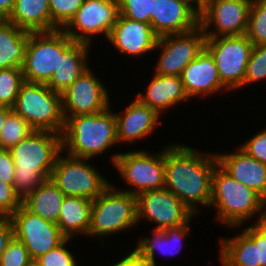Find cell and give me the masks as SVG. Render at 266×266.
<instances>
[{
    "mask_svg": "<svg viewBox=\"0 0 266 266\" xmlns=\"http://www.w3.org/2000/svg\"><path fill=\"white\" fill-rule=\"evenodd\" d=\"M252 47L245 34L206 38L205 48L213 56L220 80L228 90L243 86Z\"/></svg>",
    "mask_w": 266,
    "mask_h": 266,
    "instance_id": "obj_10",
    "label": "cell"
},
{
    "mask_svg": "<svg viewBox=\"0 0 266 266\" xmlns=\"http://www.w3.org/2000/svg\"><path fill=\"white\" fill-rule=\"evenodd\" d=\"M245 35L253 46L266 44V0H252Z\"/></svg>",
    "mask_w": 266,
    "mask_h": 266,
    "instance_id": "obj_31",
    "label": "cell"
},
{
    "mask_svg": "<svg viewBox=\"0 0 266 266\" xmlns=\"http://www.w3.org/2000/svg\"><path fill=\"white\" fill-rule=\"evenodd\" d=\"M158 38L151 24L119 15L108 40L117 51L128 56H139L154 50Z\"/></svg>",
    "mask_w": 266,
    "mask_h": 266,
    "instance_id": "obj_18",
    "label": "cell"
},
{
    "mask_svg": "<svg viewBox=\"0 0 266 266\" xmlns=\"http://www.w3.org/2000/svg\"><path fill=\"white\" fill-rule=\"evenodd\" d=\"M112 163L119 171L122 179L130 186L131 190H123L132 195L162 189L165 186V149L158 153L147 151H130L111 156Z\"/></svg>",
    "mask_w": 266,
    "mask_h": 266,
    "instance_id": "obj_8",
    "label": "cell"
},
{
    "mask_svg": "<svg viewBox=\"0 0 266 266\" xmlns=\"http://www.w3.org/2000/svg\"><path fill=\"white\" fill-rule=\"evenodd\" d=\"M146 94L139 92L137 99L143 104L150 106L159 114L168 110L171 106L189 99L187 96L181 76L159 75L154 73Z\"/></svg>",
    "mask_w": 266,
    "mask_h": 266,
    "instance_id": "obj_22",
    "label": "cell"
},
{
    "mask_svg": "<svg viewBox=\"0 0 266 266\" xmlns=\"http://www.w3.org/2000/svg\"><path fill=\"white\" fill-rule=\"evenodd\" d=\"M14 237L21 241L32 259L62 244L67 237L57 224L42 219L21 205L10 217Z\"/></svg>",
    "mask_w": 266,
    "mask_h": 266,
    "instance_id": "obj_13",
    "label": "cell"
},
{
    "mask_svg": "<svg viewBox=\"0 0 266 266\" xmlns=\"http://www.w3.org/2000/svg\"><path fill=\"white\" fill-rule=\"evenodd\" d=\"M12 109L36 131L62 134L65 118L61 94L46 84L25 81Z\"/></svg>",
    "mask_w": 266,
    "mask_h": 266,
    "instance_id": "obj_5",
    "label": "cell"
},
{
    "mask_svg": "<svg viewBox=\"0 0 266 266\" xmlns=\"http://www.w3.org/2000/svg\"><path fill=\"white\" fill-rule=\"evenodd\" d=\"M191 219L192 216L185 223L167 227L164 230L154 229L153 238L145 237L139 239L140 241L137 243L136 249L154 265H157L155 261V250L158 249L164 255L177 254L181 250L182 246L180 244H182V240H184L187 234L189 236L190 228L188 225ZM174 246L177 248H174Z\"/></svg>",
    "mask_w": 266,
    "mask_h": 266,
    "instance_id": "obj_25",
    "label": "cell"
},
{
    "mask_svg": "<svg viewBox=\"0 0 266 266\" xmlns=\"http://www.w3.org/2000/svg\"><path fill=\"white\" fill-rule=\"evenodd\" d=\"M236 153L216 154L218 165L231 177L266 198V164L249 156L240 147Z\"/></svg>",
    "mask_w": 266,
    "mask_h": 266,
    "instance_id": "obj_20",
    "label": "cell"
},
{
    "mask_svg": "<svg viewBox=\"0 0 266 266\" xmlns=\"http://www.w3.org/2000/svg\"><path fill=\"white\" fill-rule=\"evenodd\" d=\"M74 42L62 29L29 32L22 66L24 80L47 84L60 64V56Z\"/></svg>",
    "mask_w": 266,
    "mask_h": 266,
    "instance_id": "obj_6",
    "label": "cell"
},
{
    "mask_svg": "<svg viewBox=\"0 0 266 266\" xmlns=\"http://www.w3.org/2000/svg\"><path fill=\"white\" fill-rule=\"evenodd\" d=\"M220 243L221 266H259L258 245L244 231Z\"/></svg>",
    "mask_w": 266,
    "mask_h": 266,
    "instance_id": "obj_29",
    "label": "cell"
},
{
    "mask_svg": "<svg viewBox=\"0 0 266 266\" xmlns=\"http://www.w3.org/2000/svg\"><path fill=\"white\" fill-rule=\"evenodd\" d=\"M21 205L22 200L15 193L13 184L0 179V218H9Z\"/></svg>",
    "mask_w": 266,
    "mask_h": 266,
    "instance_id": "obj_38",
    "label": "cell"
},
{
    "mask_svg": "<svg viewBox=\"0 0 266 266\" xmlns=\"http://www.w3.org/2000/svg\"><path fill=\"white\" fill-rule=\"evenodd\" d=\"M70 238L49 252L40 255L36 260L41 266H77L75 257L65 246Z\"/></svg>",
    "mask_w": 266,
    "mask_h": 266,
    "instance_id": "obj_37",
    "label": "cell"
},
{
    "mask_svg": "<svg viewBox=\"0 0 266 266\" xmlns=\"http://www.w3.org/2000/svg\"><path fill=\"white\" fill-rule=\"evenodd\" d=\"M85 0H48L52 23L63 29L74 17Z\"/></svg>",
    "mask_w": 266,
    "mask_h": 266,
    "instance_id": "obj_33",
    "label": "cell"
},
{
    "mask_svg": "<svg viewBox=\"0 0 266 266\" xmlns=\"http://www.w3.org/2000/svg\"><path fill=\"white\" fill-rule=\"evenodd\" d=\"M119 14L151 24L152 0H118Z\"/></svg>",
    "mask_w": 266,
    "mask_h": 266,
    "instance_id": "obj_35",
    "label": "cell"
},
{
    "mask_svg": "<svg viewBox=\"0 0 266 266\" xmlns=\"http://www.w3.org/2000/svg\"><path fill=\"white\" fill-rule=\"evenodd\" d=\"M249 156L266 164V129L258 132L250 140L240 145Z\"/></svg>",
    "mask_w": 266,
    "mask_h": 266,
    "instance_id": "obj_39",
    "label": "cell"
},
{
    "mask_svg": "<svg viewBox=\"0 0 266 266\" xmlns=\"http://www.w3.org/2000/svg\"><path fill=\"white\" fill-rule=\"evenodd\" d=\"M181 79L189 98L228 90L222 84L214 58L206 48L183 69Z\"/></svg>",
    "mask_w": 266,
    "mask_h": 266,
    "instance_id": "obj_19",
    "label": "cell"
},
{
    "mask_svg": "<svg viewBox=\"0 0 266 266\" xmlns=\"http://www.w3.org/2000/svg\"><path fill=\"white\" fill-rule=\"evenodd\" d=\"M29 32L0 19V69L22 68Z\"/></svg>",
    "mask_w": 266,
    "mask_h": 266,
    "instance_id": "obj_28",
    "label": "cell"
},
{
    "mask_svg": "<svg viewBox=\"0 0 266 266\" xmlns=\"http://www.w3.org/2000/svg\"><path fill=\"white\" fill-rule=\"evenodd\" d=\"M65 195L53 182L46 179L22 200V205L42 219L57 224Z\"/></svg>",
    "mask_w": 266,
    "mask_h": 266,
    "instance_id": "obj_27",
    "label": "cell"
},
{
    "mask_svg": "<svg viewBox=\"0 0 266 266\" xmlns=\"http://www.w3.org/2000/svg\"><path fill=\"white\" fill-rule=\"evenodd\" d=\"M33 131L29 123L11 109L0 132V149L9 150Z\"/></svg>",
    "mask_w": 266,
    "mask_h": 266,
    "instance_id": "obj_30",
    "label": "cell"
},
{
    "mask_svg": "<svg viewBox=\"0 0 266 266\" xmlns=\"http://www.w3.org/2000/svg\"><path fill=\"white\" fill-rule=\"evenodd\" d=\"M13 237L14 228L10 218H0V258Z\"/></svg>",
    "mask_w": 266,
    "mask_h": 266,
    "instance_id": "obj_42",
    "label": "cell"
},
{
    "mask_svg": "<svg viewBox=\"0 0 266 266\" xmlns=\"http://www.w3.org/2000/svg\"><path fill=\"white\" fill-rule=\"evenodd\" d=\"M24 82L22 68L0 69V105L12 108Z\"/></svg>",
    "mask_w": 266,
    "mask_h": 266,
    "instance_id": "obj_32",
    "label": "cell"
},
{
    "mask_svg": "<svg viewBox=\"0 0 266 266\" xmlns=\"http://www.w3.org/2000/svg\"><path fill=\"white\" fill-rule=\"evenodd\" d=\"M11 107L5 106V105H0V132L3 127V124L5 122V119L8 115V112L11 110Z\"/></svg>",
    "mask_w": 266,
    "mask_h": 266,
    "instance_id": "obj_47",
    "label": "cell"
},
{
    "mask_svg": "<svg viewBox=\"0 0 266 266\" xmlns=\"http://www.w3.org/2000/svg\"><path fill=\"white\" fill-rule=\"evenodd\" d=\"M137 224L136 196L111 184L93 200L88 235L105 237Z\"/></svg>",
    "mask_w": 266,
    "mask_h": 266,
    "instance_id": "obj_7",
    "label": "cell"
},
{
    "mask_svg": "<svg viewBox=\"0 0 266 266\" xmlns=\"http://www.w3.org/2000/svg\"><path fill=\"white\" fill-rule=\"evenodd\" d=\"M168 146V147H167ZM165 147V189L174 193L194 214L195 205L210 207L216 153H199L186 145Z\"/></svg>",
    "mask_w": 266,
    "mask_h": 266,
    "instance_id": "obj_1",
    "label": "cell"
},
{
    "mask_svg": "<svg viewBox=\"0 0 266 266\" xmlns=\"http://www.w3.org/2000/svg\"><path fill=\"white\" fill-rule=\"evenodd\" d=\"M89 48L90 44L75 41L60 56V64L46 85L54 92L62 94L89 68L87 66Z\"/></svg>",
    "mask_w": 266,
    "mask_h": 266,
    "instance_id": "obj_23",
    "label": "cell"
},
{
    "mask_svg": "<svg viewBox=\"0 0 266 266\" xmlns=\"http://www.w3.org/2000/svg\"><path fill=\"white\" fill-rule=\"evenodd\" d=\"M266 198L262 199L261 206H260V216L257 218L256 225L259 226L262 230L266 231ZM263 208H265L263 210ZM263 210V211H262Z\"/></svg>",
    "mask_w": 266,
    "mask_h": 266,
    "instance_id": "obj_45",
    "label": "cell"
},
{
    "mask_svg": "<svg viewBox=\"0 0 266 266\" xmlns=\"http://www.w3.org/2000/svg\"><path fill=\"white\" fill-rule=\"evenodd\" d=\"M15 0H0V19H8L13 8Z\"/></svg>",
    "mask_w": 266,
    "mask_h": 266,
    "instance_id": "obj_44",
    "label": "cell"
},
{
    "mask_svg": "<svg viewBox=\"0 0 266 266\" xmlns=\"http://www.w3.org/2000/svg\"><path fill=\"white\" fill-rule=\"evenodd\" d=\"M110 266H156L147 257L143 256L136 248L121 261Z\"/></svg>",
    "mask_w": 266,
    "mask_h": 266,
    "instance_id": "obj_43",
    "label": "cell"
},
{
    "mask_svg": "<svg viewBox=\"0 0 266 266\" xmlns=\"http://www.w3.org/2000/svg\"><path fill=\"white\" fill-rule=\"evenodd\" d=\"M56 159L50 179L58 186L65 196L84 197L95 200L110 185L100 172L86 162L87 158H78L67 154Z\"/></svg>",
    "mask_w": 266,
    "mask_h": 266,
    "instance_id": "obj_9",
    "label": "cell"
},
{
    "mask_svg": "<svg viewBox=\"0 0 266 266\" xmlns=\"http://www.w3.org/2000/svg\"><path fill=\"white\" fill-rule=\"evenodd\" d=\"M199 26V13L183 0H152L151 27L158 37Z\"/></svg>",
    "mask_w": 266,
    "mask_h": 266,
    "instance_id": "obj_17",
    "label": "cell"
},
{
    "mask_svg": "<svg viewBox=\"0 0 266 266\" xmlns=\"http://www.w3.org/2000/svg\"><path fill=\"white\" fill-rule=\"evenodd\" d=\"M117 139L119 142L134 143L153 133L160 123V114L136 98L122 114H116Z\"/></svg>",
    "mask_w": 266,
    "mask_h": 266,
    "instance_id": "obj_21",
    "label": "cell"
},
{
    "mask_svg": "<svg viewBox=\"0 0 266 266\" xmlns=\"http://www.w3.org/2000/svg\"><path fill=\"white\" fill-rule=\"evenodd\" d=\"M9 151L15 164L14 191L23 200L50 178L62 151V134L34 130Z\"/></svg>",
    "mask_w": 266,
    "mask_h": 266,
    "instance_id": "obj_2",
    "label": "cell"
},
{
    "mask_svg": "<svg viewBox=\"0 0 266 266\" xmlns=\"http://www.w3.org/2000/svg\"><path fill=\"white\" fill-rule=\"evenodd\" d=\"M118 143L115 113L110 108L95 114L71 116L65 121L62 150L91 159Z\"/></svg>",
    "mask_w": 266,
    "mask_h": 266,
    "instance_id": "obj_3",
    "label": "cell"
},
{
    "mask_svg": "<svg viewBox=\"0 0 266 266\" xmlns=\"http://www.w3.org/2000/svg\"><path fill=\"white\" fill-rule=\"evenodd\" d=\"M119 15L118 0H85L62 30L72 40L91 45L92 35L103 33L108 39Z\"/></svg>",
    "mask_w": 266,
    "mask_h": 266,
    "instance_id": "obj_11",
    "label": "cell"
},
{
    "mask_svg": "<svg viewBox=\"0 0 266 266\" xmlns=\"http://www.w3.org/2000/svg\"><path fill=\"white\" fill-rule=\"evenodd\" d=\"M243 231L258 245L259 266H266V231L255 223Z\"/></svg>",
    "mask_w": 266,
    "mask_h": 266,
    "instance_id": "obj_40",
    "label": "cell"
},
{
    "mask_svg": "<svg viewBox=\"0 0 266 266\" xmlns=\"http://www.w3.org/2000/svg\"><path fill=\"white\" fill-rule=\"evenodd\" d=\"M266 78V44L253 46L246 67L243 85Z\"/></svg>",
    "mask_w": 266,
    "mask_h": 266,
    "instance_id": "obj_34",
    "label": "cell"
},
{
    "mask_svg": "<svg viewBox=\"0 0 266 266\" xmlns=\"http://www.w3.org/2000/svg\"><path fill=\"white\" fill-rule=\"evenodd\" d=\"M93 200L84 197L65 196L57 225L60 231L72 238L75 234L88 235Z\"/></svg>",
    "mask_w": 266,
    "mask_h": 266,
    "instance_id": "obj_26",
    "label": "cell"
},
{
    "mask_svg": "<svg viewBox=\"0 0 266 266\" xmlns=\"http://www.w3.org/2000/svg\"><path fill=\"white\" fill-rule=\"evenodd\" d=\"M15 164L11 153L7 149H0V179L7 183H14Z\"/></svg>",
    "mask_w": 266,
    "mask_h": 266,
    "instance_id": "obj_41",
    "label": "cell"
},
{
    "mask_svg": "<svg viewBox=\"0 0 266 266\" xmlns=\"http://www.w3.org/2000/svg\"><path fill=\"white\" fill-rule=\"evenodd\" d=\"M104 84L88 68L62 94L65 121L76 115L95 114L110 107V98Z\"/></svg>",
    "mask_w": 266,
    "mask_h": 266,
    "instance_id": "obj_16",
    "label": "cell"
},
{
    "mask_svg": "<svg viewBox=\"0 0 266 266\" xmlns=\"http://www.w3.org/2000/svg\"><path fill=\"white\" fill-rule=\"evenodd\" d=\"M262 197L240 183L219 165L212 175L210 207H216L218 221L234 228L260 212Z\"/></svg>",
    "mask_w": 266,
    "mask_h": 266,
    "instance_id": "obj_4",
    "label": "cell"
},
{
    "mask_svg": "<svg viewBox=\"0 0 266 266\" xmlns=\"http://www.w3.org/2000/svg\"><path fill=\"white\" fill-rule=\"evenodd\" d=\"M251 4L252 0H207L199 14L206 38L246 34Z\"/></svg>",
    "mask_w": 266,
    "mask_h": 266,
    "instance_id": "obj_14",
    "label": "cell"
},
{
    "mask_svg": "<svg viewBox=\"0 0 266 266\" xmlns=\"http://www.w3.org/2000/svg\"><path fill=\"white\" fill-rule=\"evenodd\" d=\"M206 36L199 25L195 29L158 38L155 49L161 48L155 67L159 75L181 76L183 69L205 48Z\"/></svg>",
    "mask_w": 266,
    "mask_h": 266,
    "instance_id": "obj_12",
    "label": "cell"
},
{
    "mask_svg": "<svg viewBox=\"0 0 266 266\" xmlns=\"http://www.w3.org/2000/svg\"><path fill=\"white\" fill-rule=\"evenodd\" d=\"M26 266H41V264L36 259H32Z\"/></svg>",
    "mask_w": 266,
    "mask_h": 266,
    "instance_id": "obj_48",
    "label": "cell"
},
{
    "mask_svg": "<svg viewBox=\"0 0 266 266\" xmlns=\"http://www.w3.org/2000/svg\"><path fill=\"white\" fill-rule=\"evenodd\" d=\"M183 1L191 5L199 14L203 11L207 2V0H183ZM193 4H195L196 6Z\"/></svg>",
    "mask_w": 266,
    "mask_h": 266,
    "instance_id": "obj_46",
    "label": "cell"
},
{
    "mask_svg": "<svg viewBox=\"0 0 266 266\" xmlns=\"http://www.w3.org/2000/svg\"><path fill=\"white\" fill-rule=\"evenodd\" d=\"M7 20L28 32H49L58 29L51 21L48 0H15Z\"/></svg>",
    "mask_w": 266,
    "mask_h": 266,
    "instance_id": "obj_24",
    "label": "cell"
},
{
    "mask_svg": "<svg viewBox=\"0 0 266 266\" xmlns=\"http://www.w3.org/2000/svg\"><path fill=\"white\" fill-rule=\"evenodd\" d=\"M137 198V220L146 218L157 224L154 229L185 223L194 213L171 191L162 188L144 191Z\"/></svg>",
    "mask_w": 266,
    "mask_h": 266,
    "instance_id": "obj_15",
    "label": "cell"
},
{
    "mask_svg": "<svg viewBox=\"0 0 266 266\" xmlns=\"http://www.w3.org/2000/svg\"><path fill=\"white\" fill-rule=\"evenodd\" d=\"M31 260L24 244L13 237L0 258V266H26Z\"/></svg>",
    "mask_w": 266,
    "mask_h": 266,
    "instance_id": "obj_36",
    "label": "cell"
}]
</instances>
